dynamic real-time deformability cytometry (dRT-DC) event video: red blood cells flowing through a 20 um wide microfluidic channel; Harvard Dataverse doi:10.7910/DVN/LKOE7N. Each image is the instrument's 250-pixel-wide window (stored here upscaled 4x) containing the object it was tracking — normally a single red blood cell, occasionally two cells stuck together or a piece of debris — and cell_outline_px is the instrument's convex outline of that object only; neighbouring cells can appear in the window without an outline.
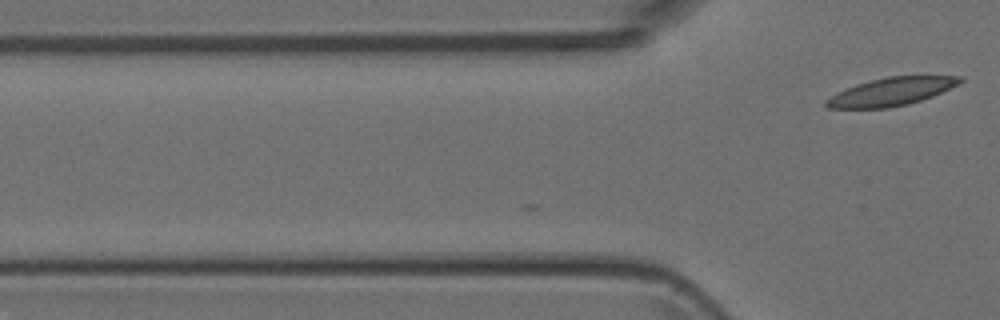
{"species": "Egyptian fruit bat (a non-hibernating species)", "species_latin": "Rousettus aegyptiacus", "temperature_condition": "room temperature", "stored_images_in_passage": 2, "camera_frame_rate_fps": 3000, "um_per_image_px": 0.085, "animal": {"sex": "female"}, "frame": {"image": 1, "passage_image": 2, "time_ms": 1.333, "image_size_px": [1000, 320], "cell_outline_px": [[964, 80], [960, 84], [932, 96], [908, 104], [888, 108], [828, 108], [824, 104], [824, 100], [836, 92], [844, 88], [856, 84], [888, 76], [964, 76]], "centroid_in_image_um": [75.74, 7.79], "position_along_channel_um": 50.1, "area_um2": 21.91}}